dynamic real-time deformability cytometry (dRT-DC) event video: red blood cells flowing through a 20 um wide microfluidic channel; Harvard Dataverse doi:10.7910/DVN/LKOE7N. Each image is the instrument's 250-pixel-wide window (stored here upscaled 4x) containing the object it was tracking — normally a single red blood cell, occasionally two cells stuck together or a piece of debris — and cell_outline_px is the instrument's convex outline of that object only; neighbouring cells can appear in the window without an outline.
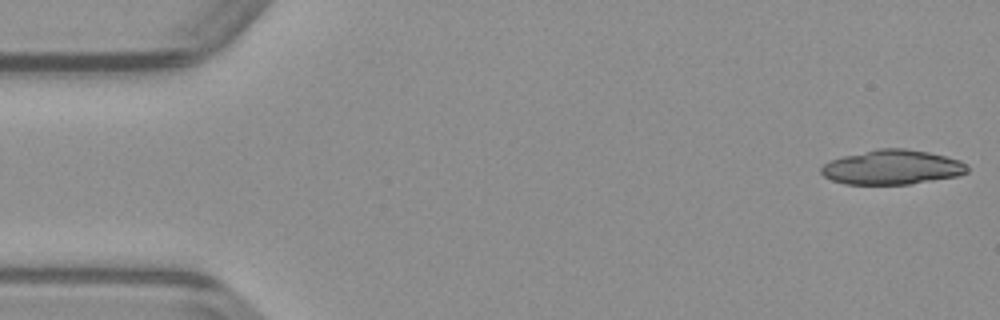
{"species": "common noctule bat (a hibernating species)", "species_latin": "Nyctalus noctula", "temperature_condition": "warm", "stored_images_in_passage": 24, "camera_frame_rate_fps": 3000, "um_per_image_px": 0.085, "animal": {"sex": "male", "body_mass_g": 23.1, "forearm_length_mm": 52.7}, "frame": {"image": 1, "passage_image": 1, "time_ms": 0.0, "image_size_px": [1000, 320], "cell_outline_px": [[968, 172], [956, 176], [912, 184], [844, 184], [832, 180], [824, 176], [820, 172], [820, 168], [828, 160], [844, 156], [880, 148], [904, 148], [928, 152], [960, 160], [968, 168]], "centroid_in_image_um": [75.8, 14.22], "position_along_channel_um": 9.2, "area_um2": 29.3}}